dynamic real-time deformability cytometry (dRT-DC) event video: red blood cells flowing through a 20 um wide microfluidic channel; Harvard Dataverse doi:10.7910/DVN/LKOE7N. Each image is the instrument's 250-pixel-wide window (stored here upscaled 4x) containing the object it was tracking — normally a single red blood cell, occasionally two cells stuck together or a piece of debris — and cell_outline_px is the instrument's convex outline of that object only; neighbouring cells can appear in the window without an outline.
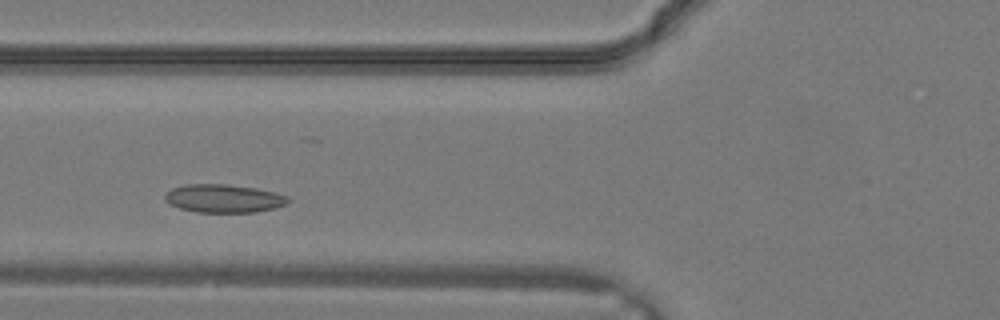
{"species": "common noctule bat (a hibernating species)", "species_latin": "Nyctalus noctula", "temperature_condition": "warm", "stored_images_in_passage": 25, "camera_frame_rate_fps": 3000, "um_per_image_px": 0.085, "animal": {"sex": "male", "body_mass_g": 19.2, "forearm_length_mm": 51.8}, "frame": {"image": 1, "passage_image": 5, "time_ms": 1.333, "image_size_px": [1000, 320], "cell_outline_px": [[288, 204], [276, 208], [256, 212], [196, 212], [180, 208], [168, 204], [164, 200], [164, 196], [172, 188], [188, 184], [224, 184], [252, 188], [272, 192], [288, 196]], "centroid_in_image_um": [18.99, 16.88], "position_along_channel_um": 106.8, "area_um2": 20.11}}
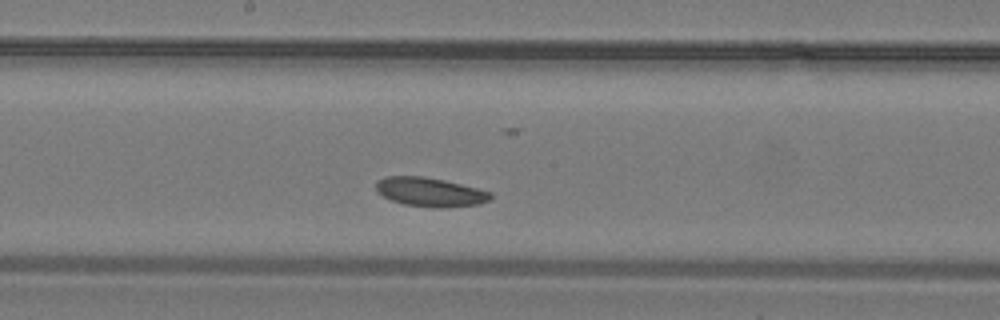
{"frame": {"image": 2, "passage_image": 10, "time_ms": 3.0, "image_size_px": [1000, 320], "cell_outline_px": [[492, 196], [488, 200], [480, 204], [444, 208], [432, 208], [404, 204], [392, 200], [376, 192], [376, 180], [384, 176], [424, 176], [444, 180], [492, 192]], "centroid_in_image_um": [36.53, 16.32], "position_along_channel_um": 211.7, "area_um2": 19.48}}
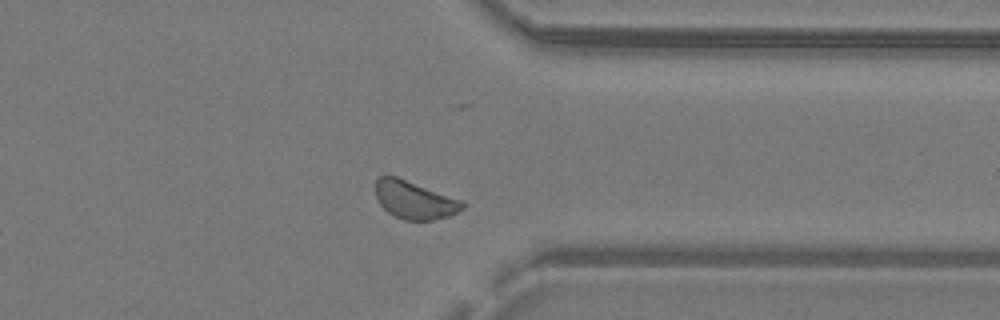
{"frame": {"image": 3, "passage_image": 18, "time_ms": 5.667, "image_size_px": [1000, 320], "cell_outline_px": [[468, 204], [464, 208], [448, 216], [432, 220], [404, 220], [388, 212], [380, 204], [376, 196], [376, 176], [396, 176], [464, 200]], "centroid_in_image_um": [35.27, 16.99], "position_along_channel_um": 376.1, "area_um2": 19.31}}